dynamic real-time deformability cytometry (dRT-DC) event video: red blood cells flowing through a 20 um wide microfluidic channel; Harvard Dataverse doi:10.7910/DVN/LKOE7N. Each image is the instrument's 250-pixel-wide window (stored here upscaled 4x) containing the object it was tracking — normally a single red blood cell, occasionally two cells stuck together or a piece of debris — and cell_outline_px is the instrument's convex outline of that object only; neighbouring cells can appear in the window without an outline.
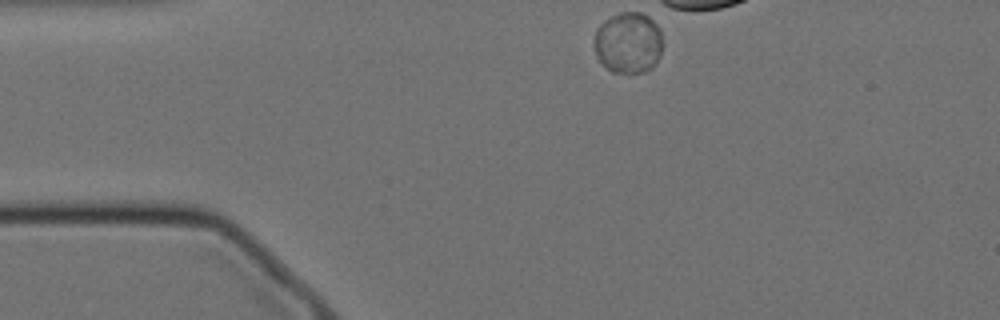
{"species": "Egyptian fruit bat (a non-hibernating species)", "species_latin": "Rousettus aegyptiacus", "temperature_condition": "cold", "stored_images_in_passage": 11, "camera_frame_rate_fps": 3000, "um_per_image_px": 0.085, "animal": {"sex": "female"}, "frame": {"image": 1, "passage_image": 1, "time_ms": 0.0, "image_size_px": [1000, 320], "cell_outline_px": [[660, 56], [652, 68], [644, 72], [628, 76], [612, 72], [596, 56], [592, 44], [596, 28], [604, 20], [620, 12], [640, 12], [648, 16], [660, 28]], "centroid_in_image_um": [53.36, 3.67], "position_along_channel_um": 31.6, "area_um2": 24.85}}